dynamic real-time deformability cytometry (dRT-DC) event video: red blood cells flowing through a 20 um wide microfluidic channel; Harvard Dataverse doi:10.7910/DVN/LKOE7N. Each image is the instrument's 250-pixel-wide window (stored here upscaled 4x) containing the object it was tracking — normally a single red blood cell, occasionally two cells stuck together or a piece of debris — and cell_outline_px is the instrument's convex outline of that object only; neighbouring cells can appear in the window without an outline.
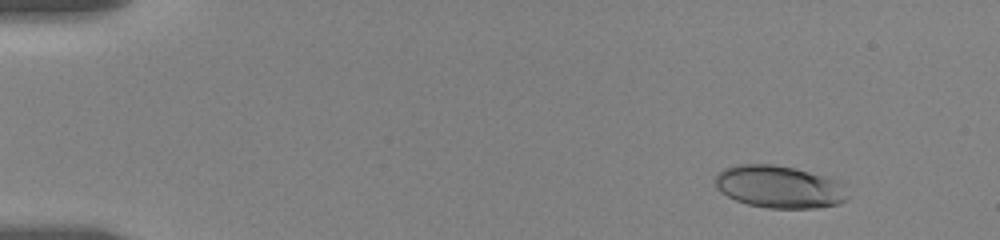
{"species": "human", "species_latin": "Homo sapiens", "temperature_condition": "room temperature", "stored_images_in_passage": 9, "camera_frame_rate_fps": 3000, "um_per_image_px": 0.085, "donor": {"sex": "female"}, "frame": {"image": 1, "passage_image": 1, "time_ms": 0.0, "image_size_px": [1000, 240], "cell_outline_px": [[848, 200], [840, 204], [816, 208], [768, 208], [748, 204], [736, 200], [720, 192], [716, 188], [716, 176], [724, 168], [736, 164], [772, 164], [792, 168], [808, 172], [836, 180], [848, 196]], "centroid_in_image_um": [66.2, 15.89], "position_along_channel_um": 18.8, "area_um2": 32.43}}
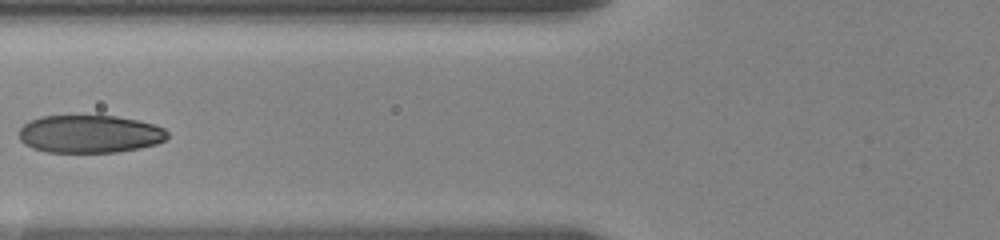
{"frame": {"image": 2, "passage_image": 7, "time_ms": 6.0, "image_size_px": [1000, 240], "cell_outline_px": [[168, 136], [164, 140], [156, 144], [116, 152], [48, 152], [32, 148], [24, 144], [20, 140], [20, 128], [28, 120], [40, 116], [116, 116], [136, 120], [152, 124], [164, 128], [168, 132]], "centroid_in_image_um": [7.59, 11.38], "position_along_channel_um": 118.2, "area_um2": 32.6}}
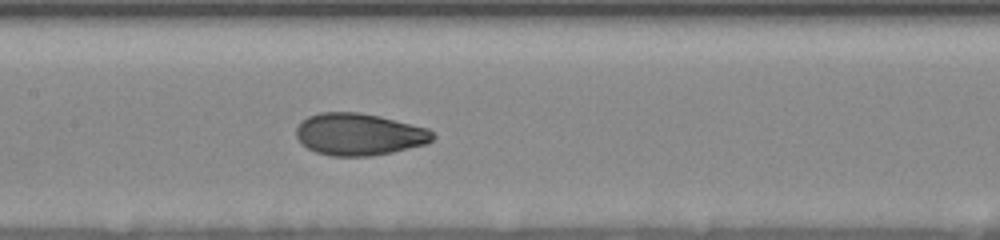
{"frame": {"image": 3, "passage_image": 9, "time_ms": 7.667, "image_size_px": [1000, 240], "cell_outline_px": [[436, 136], [428, 144], [392, 152], [372, 156], [332, 156], [316, 152], [308, 148], [296, 136], [296, 128], [308, 116], [320, 112], [360, 112], [380, 116], [428, 128]], "centroid_in_image_um": [30.56, 11.41], "position_along_channel_um": 176.8, "area_um2": 33.47}}